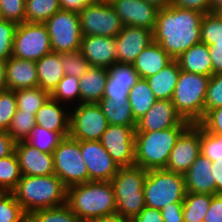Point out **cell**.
<instances>
[{
    "mask_svg": "<svg viewBox=\"0 0 222 222\" xmlns=\"http://www.w3.org/2000/svg\"><path fill=\"white\" fill-rule=\"evenodd\" d=\"M63 138L60 133L49 131L36 124L25 141L42 152L53 154Z\"/></svg>",
    "mask_w": 222,
    "mask_h": 222,
    "instance_id": "obj_36",
    "label": "cell"
},
{
    "mask_svg": "<svg viewBox=\"0 0 222 222\" xmlns=\"http://www.w3.org/2000/svg\"><path fill=\"white\" fill-rule=\"evenodd\" d=\"M79 86L80 82L78 77L65 75L50 94V97L61 104H66V106L68 103V106L72 103L70 107H73L81 103Z\"/></svg>",
    "mask_w": 222,
    "mask_h": 222,
    "instance_id": "obj_34",
    "label": "cell"
},
{
    "mask_svg": "<svg viewBox=\"0 0 222 222\" xmlns=\"http://www.w3.org/2000/svg\"><path fill=\"white\" fill-rule=\"evenodd\" d=\"M211 171L216 182V194H222V159L212 161Z\"/></svg>",
    "mask_w": 222,
    "mask_h": 222,
    "instance_id": "obj_56",
    "label": "cell"
},
{
    "mask_svg": "<svg viewBox=\"0 0 222 222\" xmlns=\"http://www.w3.org/2000/svg\"><path fill=\"white\" fill-rule=\"evenodd\" d=\"M210 2V13H216L222 10V0H209Z\"/></svg>",
    "mask_w": 222,
    "mask_h": 222,
    "instance_id": "obj_60",
    "label": "cell"
},
{
    "mask_svg": "<svg viewBox=\"0 0 222 222\" xmlns=\"http://www.w3.org/2000/svg\"><path fill=\"white\" fill-rule=\"evenodd\" d=\"M66 204L82 222H93L116 213V199L110 181H89L67 188Z\"/></svg>",
    "mask_w": 222,
    "mask_h": 222,
    "instance_id": "obj_2",
    "label": "cell"
},
{
    "mask_svg": "<svg viewBox=\"0 0 222 222\" xmlns=\"http://www.w3.org/2000/svg\"><path fill=\"white\" fill-rule=\"evenodd\" d=\"M98 104L110 125L137 126L128 101L113 102L111 98H102Z\"/></svg>",
    "mask_w": 222,
    "mask_h": 222,
    "instance_id": "obj_30",
    "label": "cell"
},
{
    "mask_svg": "<svg viewBox=\"0 0 222 222\" xmlns=\"http://www.w3.org/2000/svg\"><path fill=\"white\" fill-rule=\"evenodd\" d=\"M35 64L38 75V87L51 94L65 76L60 53L51 52L46 54L36 61Z\"/></svg>",
    "mask_w": 222,
    "mask_h": 222,
    "instance_id": "obj_26",
    "label": "cell"
},
{
    "mask_svg": "<svg viewBox=\"0 0 222 222\" xmlns=\"http://www.w3.org/2000/svg\"><path fill=\"white\" fill-rule=\"evenodd\" d=\"M138 222H164L159 209L145 206L135 217Z\"/></svg>",
    "mask_w": 222,
    "mask_h": 222,
    "instance_id": "obj_54",
    "label": "cell"
},
{
    "mask_svg": "<svg viewBox=\"0 0 222 222\" xmlns=\"http://www.w3.org/2000/svg\"><path fill=\"white\" fill-rule=\"evenodd\" d=\"M180 70L212 76V63L209 47L204 43L193 45L177 59Z\"/></svg>",
    "mask_w": 222,
    "mask_h": 222,
    "instance_id": "obj_29",
    "label": "cell"
},
{
    "mask_svg": "<svg viewBox=\"0 0 222 222\" xmlns=\"http://www.w3.org/2000/svg\"><path fill=\"white\" fill-rule=\"evenodd\" d=\"M60 9V0H26L25 22L45 23Z\"/></svg>",
    "mask_w": 222,
    "mask_h": 222,
    "instance_id": "obj_33",
    "label": "cell"
},
{
    "mask_svg": "<svg viewBox=\"0 0 222 222\" xmlns=\"http://www.w3.org/2000/svg\"><path fill=\"white\" fill-rule=\"evenodd\" d=\"M172 5L200 12L202 14L210 13V2L209 0H172Z\"/></svg>",
    "mask_w": 222,
    "mask_h": 222,
    "instance_id": "obj_50",
    "label": "cell"
},
{
    "mask_svg": "<svg viewBox=\"0 0 222 222\" xmlns=\"http://www.w3.org/2000/svg\"><path fill=\"white\" fill-rule=\"evenodd\" d=\"M199 124L212 134L222 135V106L209 110Z\"/></svg>",
    "mask_w": 222,
    "mask_h": 222,
    "instance_id": "obj_48",
    "label": "cell"
},
{
    "mask_svg": "<svg viewBox=\"0 0 222 222\" xmlns=\"http://www.w3.org/2000/svg\"><path fill=\"white\" fill-rule=\"evenodd\" d=\"M17 109L21 112L36 113L50 97V94L40 87L15 90Z\"/></svg>",
    "mask_w": 222,
    "mask_h": 222,
    "instance_id": "obj_35",
    "label": "cell"
},
{
    "mask_svg": "<svg viewBox=\"0 0 222 222\" xmlns=\"http://www.w3.org/2000/svg\"><path fill=\"white\" fill-rule=\"evenodd\" d=\"M35 125V113L21 112L17 109L7 132L16 142L25 141Z\"/></svg>",
    "mask_w": 222,
    "mask_h": 222,
    "instance_id": "obj_39",
    "label": "cell"
},
{
    "mask_svg": "<svg viewBox=\"0 0 222 222\" xmlns=\"http://www.w3.org/2000/svg\"><path fill=\"white\" fill-rule=\"evenodd\" d=\"M180 75L178 61L173 59L166 67L146 81L157 100H171Z\"/></svg>",
    "mask_w": 222,
    "mask_h": 222,
    "instance_id": "obj_27",
    "label": "cell"
},
{
    "mask_svg": "<svg viewBox=\"0 0 222 222\" xmlns=\"http://www.w3.org/2000/svg\"><path fill=\"white\" fill-rule=\"evenodd\" d=\"M16 141L7 131H0V159L15 152Z\"/></svg>",
    "mask_w": 222,
    "mask_h": 222,
    "instance_id": "obj_53",
    "label": "cell"
},
{
    "mask_svg": "<svg viewBox=\"0 0 222 222\" xmlns=\"http://www.w3.org/2000/svg\"><path fill=\"white\" fill-rule=\"evenodd\" d=\"M210 76L180 70L171 99L176 111L191 124L204 118V104Z\"/></svg>",
    "mask_w": 222,
    "mask_h": 222,
    "instance_id": "obj_6",
    "label": "cell"
},
{
    "mask_svg": "<svg viewBox=\"0 0 222 222\" xmlns=\"http://www.w3.org/2000/svg\"><path fill=\"white\" fill-rule=\"evenodd\" d=\"M153 42V31L134 26H123L115 37L116 62L133 64L138 55Z\"/></svg>",
    "mask_w": 222,
    "mask_h": 222,
    "instance_id": "obj_16",
    "label": "cell"
},
{
    "mask_svg": "<svg viewBox=\"0 0 222 222\" xmlns=\"http://www.w3.org/2000/svg\"><path fill=\"white\" fill-rule=\"evenodd\" d=\"M54 174L69 188L89 182L88 170L82 158L80 141L64 137L53 152Z\"/></svg>",
    "mask_w": 222,
    "mask_h": 222,
    "instance_id": "obj_8",
    "label": "cell"
},
{
    "mask_svg": "<svg viewBox=\"0 0 222 222\" xmlns=\"http://www.w3.org/2000/svg\"><path fill=\"white\" fill-rule=\"evenodd\" d=\"M204 14L169 6L158 10L153 41L177 59L193 45L201 43V20Z\"/></svg>",
    "mask_w": 222,
    "mask_h": 222,
    "instance_id": "obj_1",
    "label": "cell"
},
{
    "mask_svg": "<svg viewBox=\"0 0 222 222\" xmlns=\"http://www.w3.org/2000/svg\"><path fill=\"white\" fill-rule=\"evenodd\" d=\"M108 79V70L101 67H90L79 78L81 103H98L104 97Z\"/></svg>",
    "mask_w": 222,
    "mask_h": 222,
    "instance_id": "obj_28",
    "label": "cell"
},
{
    "mask_svg": "<svg viewBox=\"0 0 222 222\" xmlns=\"http://www.w3.org/2000/svg\"><path fill=\"white\" fill-rule=\"evenodd\" d=\"M6 193V191L5 190H3V189H0V198L4 195Z\"/></svg>",
    "mask_w": 222,
    "mask_h": 222,
    "instance_id": "obj_61",
    "label": "cell"
},
{
    "mask_svg": "<svg viewBox=\"0 0 222 222\" xmlns=\"http://www.w3.org/2000/svg\"><path fill=\"white\" fill-rule=\"evenodd\" d=\"M17 23L0 18V59L8 60L12 56L13 40Z\"/></svg>",
    "mask_w": 222,
    "mask_h": 222,
    "instance_id": "obj_45",
    "label": "cell"
},
{
    "mask_svg": "<svg viewBox=\"0 0 222 222\" xmlns=\"http://www.w3.org/2000/svg\"><path fill=\"white\" fill-rule=\"evenodd\" d=\"M176 111L171 100H156L154 105L137 121L135 132L161 131L177 125H190Z\"/></svg>",
    "mask_w": 222,
    "mask_h": 222,
    "instance_id": "obj_18",
    "label": "cell"
},
{
    "mask_svg": "<svg viewBox=\"0 0 222 222\" xmlns=\"http://www.w3.org/2000/svg\"><path fill=\"white\" fill-rule=\"evenodd\" d=\"M156 100L146 79L140 78L129 90L128 95V102L135 120L138 121L154 105Z\"/></svg>",
    "mask_w": 222,
    "mask_h": 222,
    "instance_id": "obj_31",
    "label": "cell"
},
{
    "mask_svg": "<svg viewBox=\"0 0 222 222\" xmlns=\"http://www.w3.org/2000/svg\"><path fill=\"white\" fill-rule=\"evenodd\" d=\"M11 193L28 216L37 210L62 206L67 202V187L55 174L22 175Z\"/></svg>",
    "mask_w": 222,
    "mask_h": 222,
    "instance_id": "obj_3",
    "label": "cell"
},
{
    "mask_svg": "<svg viewBox=\"0 0 222 222\" xmlns=\"http://www.w3.org/2000/svg\"><path fill=\"white\" fill-rule=\"evenodd\" d=\"M51 52V40L44 23L23 22L17 25L13 40V57L36 62Z\"/></svg>",
    "mask_w": 222,
    "mask_h": 222,
    "instance_id": "obj_10",
    "label": "cell"
},
{
    "mask_svg": "<svg viewBox=\"0 0 222 222\" xmlns=\"http://www.w3.org/2000/svg\"><path fill=\"white\" fill-rule=\"evenodd\" d=\"M212 63V75L222 72V44L208 45Z\"/></svg>",
    "mask_w": 222,
    "mask_h": 222,
    "instance_id": "obj_52",
    "label": "cell"
},
{
    "mask_svg": "<svg viewBox=\"0 0 222 222\" xmlns=\"http://www.w3.org/2000/svg\"><path fill=\"white\" fill-rule=\"evenodd\" d=\"M28 222H82L67 204L41 209L28 216Z\"/></svg>",
    "mask_w": 222,
    "mask_h": 222,
    "instance_id": "obj_38",
    "label": "cell"
},
{
    "mask_svg": "<svg viewBox=\"0 0 222 222\" xmlns=\"http://www.w3.org/2000/svg\"><path fill=\"white\" fill-rule=\"evenodd\" d=\"M98 1H102V2H105V3H111L114 0H98Z\"/></svg>",
    "mask_w": 222,
    "mask_h": 222,
    "instance_id": "obj_64",
    "label": "cell"
},
{
    "mask_svg": "<svg viewBox=\"0 0 222 222\" xmlns=\"http://www.w3.org/2000/svg\"><path fill=\"white\" fill-rule=\"evenodd\" d=\"M65 75L80 78L91 67L80 50L60 53Z\"/></svg>",
    "mask_w": 222,
    "mask_h": 222,
    "instance_id": "obj_42",
    "label": "cell"
},
{
    "mask_svg": "<svg viewBox=\"0 0 222 222\" xmlns=\"http://www.w3.org/2000/svg\"><path fill=\"white\" fill-rule=\"evenodd\" d=\"M80 147L89 181H110L118 172L120 167L100 141H80Z\"/></svg>",
    "mask_w": 222,
    "mask_h": 222,
    "instance_id": "obj_15",
    "label": "cell"
},
{
    "mask_svg": "<svg viewBox=\"0 0 222 222\" xmlns=\"http://www.w3.org/2000/svg\"><path fill=\"white\" fill-rule=\"evenodd\" d=\"M200 154V124H190L179 136L170 152L168 171L184 174Z\"/></svg>",
    "mask_w": 222,
    "mask_h": 222,
    "instance_id": "obj_14",
    "label": "cell"
},
{
    "mask_svg": "<svg viewBox=\"0 0 222 222\" xmlns=\"http://www.w3.org/2000/svg\"><path fill=\"white\" fill-rule=\"evenodd\" d=\"M15 153L22 175L47 176L54 174L53 154L42 152L26 141L16 142Z\"/></svg>",
    "mask_w": 222,
    "mask_h": 222,
    "instance_id": "obj_19",
    "label": "cell"
},
{
    "mask_svg": "<svg viewBox=\"0 0 222 222\" xmlns=\"http://www.w3.org/2000/svg\"><path fill=\"white\" fill-rule=\"evenodd\" d=\"M172 60L162 47L153 41L138 55L133 66L140 78L146 79L160 72Z\"/></svg>",
    "mask_w": 222,
    "mask_h": 222,
    "instance_id": "obj_25",
    "label": "cell"
},
{
    "mask_svg": "<svg viewBox=\"0 0 222 222\" xmlns=\"http://www.w3.org/2000/svg\"><path fill=\"white\" fill-rule=\"evenodd\" d=\"M78 14L83 36L116 37L124 26L110 3H89Z\"/></svg>",
    "mask_w": 222,
    "mask_h": 222,
    "instance_id": "obj_12",
    "label": "cell"
},
{
    "mask_svg": "<svg viewBox=\"0 0 222 222\" xmlns=\"http://www.w3.org/2000/svg\"><path fill=\"white\" fill-rule=\"evenodd\" d=\"M0 222H28V215L11 192L0 198Z\"/></svg>",
    "mask_w": 222,
    "mask_h": 222,
    "instance_id": "obj_40",
    "label": "cell"
},
{
    "mask_svg": "<svg viewBox=\"0 0 222 222\" xmlns=\"http://www.w3.org/2000/svg\"><path fill=\"white\" fill-rule=\"evenodd\" d=\"M143 1H146L156 6L158 9L169 7L172 5V0H143Z\"/></svg>",
    "mask_w": 222,
    "mask_h": 222,
    "instance_id": "obj_59",
    "label": "cell"
},
{
    "mask_svg": "<svg viewBox=\"0 0 222 222\" xmlns=\"http://www.w3.org/2000/svg\"><path fill=\"white\" fill-rule=\"evenodd\" d=\"M6 89L18 90L38 87L35 61L11 56L6 60Z\"/></svg>",
    "mask_w": 222,
    "mask_h": 222,
    "instance_id": "obj_24",
    "label": "cell"
},
{
    "mask_svg": "<svg viewBox=\"0 0 222 222\" xmlns=\"http://www.w3.org/2000/svg\"><path fill=\"white\" fill-rule=\"evenodd\" d=\"M200 153L211 162L222 159V135L212 134L200 125Z\"/></svg>",
    "mask_w": 222,
    "mask_h": 222,
    "instance_id": "obj_43",
    "label": "cell"
},
{
    "mask_svg": "<svg viewBox=\"0 0 222 222\" xmlns=\"http://www.w3.org/2000/svg\"><path fill=\"white\" fill-rule=\"evenodd\" d=\"M6 61L0 59V90L6 89Z\"/></svg>",
    "mask_w": 222,
    "mask_h": 222,
    "instance_id": "obj_58",
    "label": "cell"
},
{
    "mask_svg": "<svg viewBox=\"0 0 222 222\" xmlns=\"http://www.w3.org/2000/svg\"><path fill=\"white\" fill-rule=\"evenodd\" d=\"M216 14H217V15L221 18V20H222V10L216 12Z\"/></svg>",
    "mask_w": 222,
    "mask_h": 222,
    "instance_id": "obj_62",
    "label": "cell"
},
{
    "mask_svg": "<svg viewBox=\"0 0 222 222\" xmlns=\"http://www.w3.org/2000/svg\"><path fill=\"white\" fill-rule=\"evenodd\" d=\"M97 1L98 0H60V8L62 10L79 13L87 4Z\"/></svg>",
    "mask_w": 222,
    "mask_h": 222,
    "instance_id": "obj_55",
    "label": "cell"
},
{
    "mask_svg": "<svg viewBox=\"0 0 222 222\" xmlns=\"http://www.w3.org/2000/svg\"><path fill=\"white\" fill-rule=\"evenodd\" d=\"M17 111L15 91L0 90V131H8L10 122Z\"/></svg>",
    "mask_w": 222,
    "mask_h": 222,
    "instance_id": "obj_44",
    "label": "cell"
},
{
    "mask_svg": "<svg viewBox=\"0 0 222 222\" xmlns=\"http://www.w3.org/2000/svg\"><path fill=\"white\" fill-rule=\"evenodd\" d=\"M222 106V72L210 77L204 104V116L212 109Z\"/></svg>",
    "mask_w": 222,
    "mask_h": 222,
    "instance_id": "obj_47",
    "label": "cell"
},
{
    "mask_svg": "<svg viewBox=\"0 0 222 222\" xmlns=\"http://www.w3.org/2000/svg\"><path fill=\"white\" fill-rule=\"evenodd\" d=\"M136 127L108 125L101 136L100 143L119 167L135 164Z\"/></svg>",
    "mask_w": 222,
    "mask_h": 222,
    "instance_id": "obj_13",
    "label": "cell"
},
{
    "mask_svg": "<svg viewBox=\"0 0 222 222\" xmlns=\"http://www.w3.org/2000/svg\"><path fill=\"white\" fill-rule=\"evenodd\" d=\"M143 189L146 206L159 210L183 202L187 193L184 175L165 168L148 170Z\"/></svg>",
    "mask_w": 222,
    "mask_h": 222,
    "instance_id": "obj_7",
    "label": "cell"
},
{
    "mask_svg": "<svg viewBox=\"0 0 222 222\" xmlns=\"http://www.w3.org/2000/svg\"><path fill=\"white\" fill-rule=\"evenodd\" d=\"M160 211L164 222H184L183 202L170 203Z\"/></svg>",
    "mask_w": 222,
    "mask_h": 222,
    "instance_id": "obj_49",
    "label": "cell"
},
{
    "mask_svg": "<svg viewBox=\"0 0 222 222\" xmlns=\"http://www.w3.org/2000/svg\"><path fill=\"white\" fill-rule=\"evenodd\" d=\"M212 162L201 153L183 174L187 192L216 194V182L211 171Z\"/></svg>",
    "mask_w": 222,
    "mask_h": 222,
    "instance_id": "obj_23",
    "label": "cell"
},
{
    "mask_svg": "<svg viewBox=\"0 0 222 222\" xmlns=\"http://www.w3.org/2000/svg\"><path fill=\"white\" fill-rule=\"evenodd\" d=\"M22 177L16 153L0 159V189L11 192Z\"/></svg>",
    "mask_w": 222,
    "mask_h": 222,
    "instance_id": "obj_37",
    "label": "cell"
},
{
    "mask_svg": "<svg viewBox=\"0 0 222 222\" xmlns=\"http://www.w3.org/2000/svg\"><path fill=\"white\" fill-rule=\"evenodd\" d=\"M203 222H222V194H214Z\"/></svg>",
    "mask_w": 222,
    "mask_h": 222,
    "instance_id": "obj_51",
    "label": "cell"
},
{
    "mask_svg": "<svg viewBox=\"0 0 222 222\" xmlns=\"http://www.w3.org/2000/svg\"><path fill=\"white\" fill-rule=\"evenodd\" d=\"M189 125L165 130L135 132V164L146 170L166 168L169 155L181 133Z\"/></svg>",
    "mask_w": 222,
    "mask_h": 222,
    "instance_id": "obj_4",
    "label": "cell"
},
{
    "mask_svg": "<svg viewBox=\"0 0 222 222\" xmlns=\"http://www.w3.org/2000/svg\"><path fill=\"white\" fill-rule=\"evenodd\" d=\"M115 37L83 36L80 52L92 67L108 69L116 62Z\"/></svg>",
    "mask_w": 222,
    "mask_h": 222,
    "instance_id": "obj_21",
    "label": "cell"
},
{
    "mask_svg": "<svg viewBox=\"0 0 222 222\" xmlns=\"http://www.w3.org/2000/svg\"><path fill=\"white\" fill-rule=\"evenodd\" d=\"M93 222H128V218L115 213L96 219Z\"/></svg>",
    "mask_w": 222,
    "mask_h": 222,
    "instance_id": "obj_57",
    "label": "cell"
},
{
    "mask_svg": "<svg viewBox=\"0 0 222 222\" xmlns=\"http://www.w3.org/2000/svg\"><path fill=\"white\" fill-rule=\"evenodd\" d=\"M66 107L70 108L49 97L35 113L36 124L63 137L69 136L70 109Z\"/></svg>",
    "mask_w": 222,
    "mask_h": 222,
    "instance_id": "obj_22",
    "label": "cell"
},
{
    "mask_svg": "<svg viewBox=\"0 0 222 222\" xmlns=\"http://www.w3.org/2000/svg\"><path fill=\"white\" fill-rule=\"evenodd\" d=\"M44 24L50 36L52 52L80 50L83 35L77 12L60 9Z\"/></svg>",
    "mask_w": 222,
    "mask_h": 222,
    "instance_id": "obj_9",
    "label": "cell"
},
{
    "mask_svg": "<svg viewBox=\"0 0 222 222\" xmlns=\"http://www.w3.org/2000/svg\"><path fill=\"white\" fill-rule=\"evenodd\" d=\"M124 26L154 31L158 8L143 0H114L110 3Z\"/></svg>",
    "mask_w": 222,
    "mask_h": 222,
    "instance_id": "obj_17",
    "label": "cell"
},
{
    "mask_svg": "<svg viewBox=\"0 0 222 222\" xmlns=\"http://www.w3.org/2000/svg\"><path fill=\"white\" fill-rule=\"evenodd\" d=\"M201 43L222 44V20L216 13L204 14L201 20Z\"/></svg>",
    "mask_w": 222,
    "mask_h": 222,
    "instance_id": "obj_41",
    "label": "cell"
},
{
    "mask_svg": "<svg viewBox=\"0 0 222 222\" xmlns=\"http://www.w3.org/2000/svg\"><path fill=\"white\" fill-rule=\"evenodd\" d=\"M148 170L133 165L120 167L110 180L116 199V213L135 218L145 208L144 182Z\"/></svg>",
    "mask_w": 222,
    "mask_h": 222,
    "instance_id": "obj_5",
    "label": "cell"
},
{
    "mask_svg": "<svg viewBox=\"0 0 222 222\" xmlns=\"http://www.w3.org/2000/svg\"><path fill=\"white\" fill-rule=\"evenodd\" d=\"M26 0H0V18L17 24L25 22Z\"/></svg>",
    "mask_w": 222,
    "mask_h": 222,
    "instance_id": "obj_46",
    "label": "cell"
},
{
    "mask_svg": "<svg viewBox=\"0 0 222 222\" xmlns=\"http://www.w3.org/2000/svg\"><path fill=\"white\" fill-rule=\"evenodd\" d=\"M128 222H138L135 218H129Z\"/></svg>",
    "mask_w": 222,
    "mask_h": 222,
    "instance_id": "obj_63",
    "label": "cell"
},
{
    "mask_svg": "<svg viewBox=\"0 0 222 222\" xmlns=\"http://www.w3.org/2000/svg\"><path fill=\"white\" fill-rule=\"evenodd\" d=\"M73 107L69 111V136L79 141H100L109 123L99 104L80 103Z\"/></svg>",
    "mask_w": 222,
    "mask_h": 222,
    "instance_id": "obj_11",
    "label": "cell"
},
{
    "mask_svg": "<svg viewBox=\"0 0 222 222\" xmlns=\"http://www.w3.org/2000/svg\"><path fill=\"white\" fill-rule=\"evenodd\" d=\"M104 97L112 101H128L129 90L140 80L133 64L115 62L108 69Z\"/></svg>",
    "mask_w": 222,
    "mask_h": 222,
    "instance_id": "obj_20",
    "label": "cell"
},
{
    "mask_svg": "<svg viewBox=\"0 0 222 222\" xmlns=\"http://www.w3.org/2000/svg\"><path fill=\"white\" fill-rule=\"evenodd\" d=\"M212 196L211 194L187 192L183 200L184 222H203Z\"/></svg>",
    "mask_w": 222,
    "mask_h": 222,
    "instance_id": "obj_32",
    "label": "cell"
}]
</instances>
